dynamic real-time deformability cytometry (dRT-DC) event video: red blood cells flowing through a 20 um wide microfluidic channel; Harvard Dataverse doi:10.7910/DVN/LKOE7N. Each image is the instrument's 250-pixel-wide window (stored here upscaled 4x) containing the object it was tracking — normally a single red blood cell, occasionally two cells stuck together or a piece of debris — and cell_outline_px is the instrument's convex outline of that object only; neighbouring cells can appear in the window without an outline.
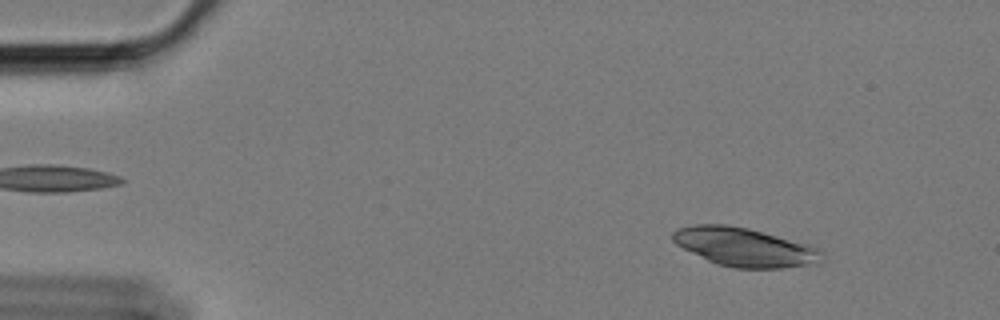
{"species": "Egyptian fruit bat (a non-hibernating species)", "species_latin": "Rousettus aegyptiacus", "temperature_condition": "cold", "stored_images_in_passage": 57, "camera_frame_rate_fps": 3000, "um_per_image_px": 0.085, "animal": {"sex": "female"}, "frame": {"image": 1, "passage_image": 6, "time_ms": 1.667, "image_size_px": [1000, 320], "cell_outline_px": [[824, 260], [820, 264], [784, 268], [732, 268], [716, 264], [676, 244], [672, 240], [672, 232], [676, 228], [692, 224], [724, 224], [748, 228], [812, 244], [824, 252]], "centroid_in_image_um": [63.37, 21.0], "position_along_channel_um": 21.6, "area_um2": 34.22}}